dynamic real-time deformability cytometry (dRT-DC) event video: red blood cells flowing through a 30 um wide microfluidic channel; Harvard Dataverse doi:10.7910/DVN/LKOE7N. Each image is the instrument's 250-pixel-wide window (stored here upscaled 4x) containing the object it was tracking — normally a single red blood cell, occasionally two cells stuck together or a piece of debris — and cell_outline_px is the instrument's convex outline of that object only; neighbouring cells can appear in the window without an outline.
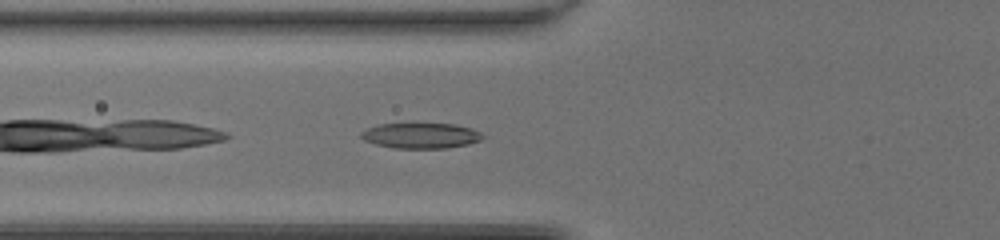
{"species": "common noctule bat (a hibernating species)", "species_latin": "Nyctalus noctula", "temperature_condition": "room temperature", "stored_images_in_passage": 31, "camera_frame_rate_fps": 3000, "um_per_image_px": 0.085, "animal": {"sex": "female", "body_mass_g": 20.0, "forearm_length_mm": 54.0}, "frame": {"image": 1, "passage_image": 3, "time_ms": 0.667, "image_size_px": [1000, 240], "cell_outline_px": [[484, 136], [480, 140], [468, 144], [448, 148], [392, 148], [376, 144], [364, 140], [360, 136], [360, 132], [368, 128], [380, 124], [456, 124], [472, 128], [480, 132]], "centroid_in_image_um": [35.78, 11.53], "position_along_channel_um": 90.0, "area_um2": 17.98}}
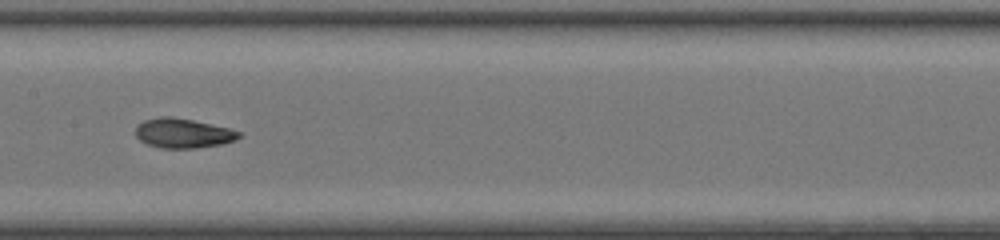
{"frame": {"image": 2, "passage_image": 10, "time_ms": 3.0, "image_size_px": [1000, 240], "cell_outline_px": [[240, 136], [236, 140], [220, 144], [196, 148], [160, 148], [148, 144], [140, 140], [136, 136], [136, 124], [144, 120], [160, 116], [172, 116], [192, 120], [228, 128], [240, 132]], "centroid_in_image_um": [15.52, 11.32], "position_along_channel_um": 191.9, "area_um2": 17.74}}
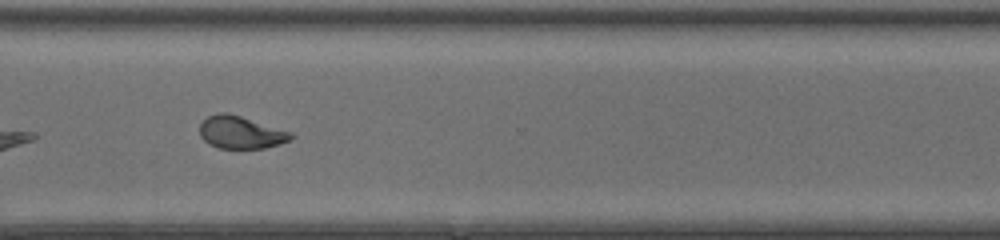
{"frame": {"image": 3, "passage_image": 21, "time_ms": 6.667, "image_size_px": [1000, 240], "cell_outline_px": [[296, 136], [280, 144], [264, 148], [220, 148], [208, 144], [200, 136], [200, 124], [208, 116], [220, 112], [228, 112], [292, 132]], "centroid_in_image_um": [20.47, 11.25], "position_along_channel_um": 350.1, "area_um2": 17.28}}